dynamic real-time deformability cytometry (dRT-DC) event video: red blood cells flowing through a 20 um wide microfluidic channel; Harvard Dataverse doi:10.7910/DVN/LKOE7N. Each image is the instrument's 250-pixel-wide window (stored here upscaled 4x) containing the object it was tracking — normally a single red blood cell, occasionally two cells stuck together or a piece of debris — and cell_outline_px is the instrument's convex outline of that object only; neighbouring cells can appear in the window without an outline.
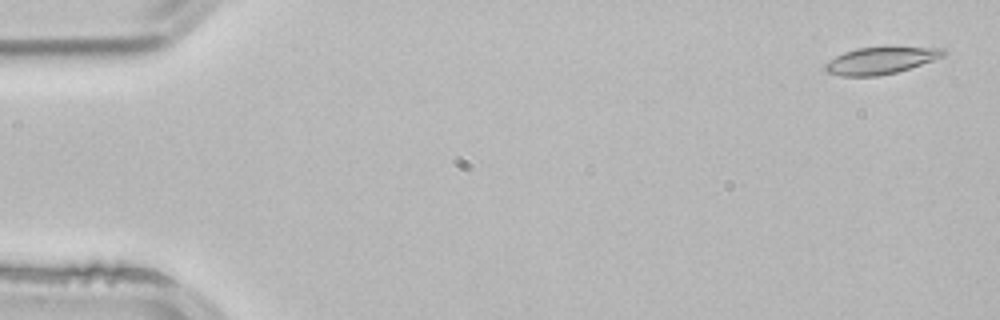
{"species": "common noctule bat (a hibernating species)", "species_latin": "Nyctalus noctula", "temperature_condition": "room temperature", "stored_images_in_passage": 52, "camera_frame_rate_fps": 3000, "um_per_image_px": 0.085, "animal": {"sex": "male", "body_mass_g": 21.5, "forearm_length_mm": 52.0}, "frame": {"image": 1, "passage_image": 2, "time_ms": 0.333, "image_size_px": [1000, 320], "cell_outline_px": [[948, 52], [944, 56], [896, 72], [876, 76], [840, 76], [824, 72], [824, 64], [828, 60], [844, 52], [856, 48], [944, 48]], "centroid_in_image_um": [74.77, 5.16], "position_along_channel_um": 10.2, "area_um2": 18.21}}
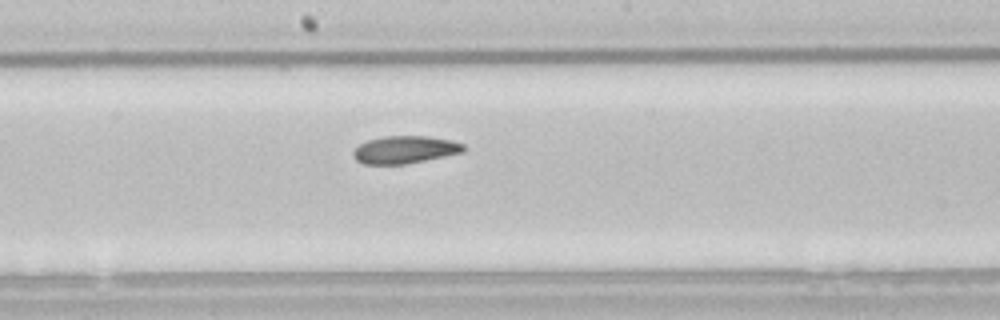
{"frame": {"image": 2, "passage_image": 28, "time_ms": 9.0, "image_size_px": [1000, 320], "cell_outline_px": [[468, 148], [464, 152], [404, 164], [364, 164], [356, 160], [352, 156], [352, 152], [360, 144], [368, 140], [384, 136], [428, 136], [452, 140], [464, 144]], "centroid_in_image_um": [34.44, 12.71], "position_along_channel_um": 213.8, "area_um2": 17.74}}
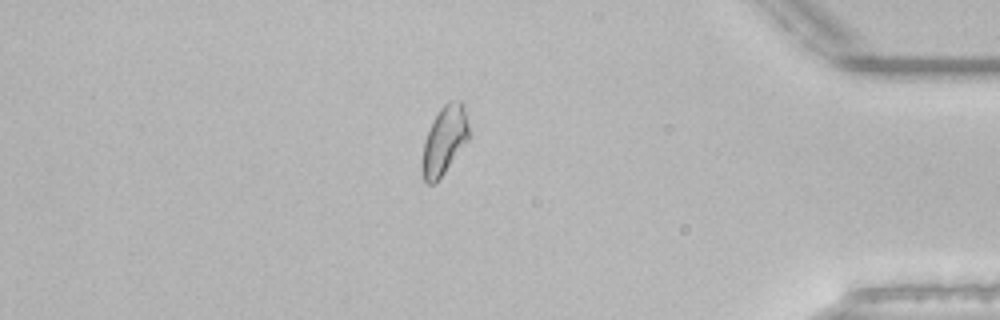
{"frame": {"image": 3, "passage_image": 45, "time_ms": 14.667, "image_size_px": [1000, 320], "cell_outline_px": [[468, 140], [444, 172], [432, 184], [424, 184], [424, 140], [432, 120], [440, 108], [448, 100], [460, 100], [464, 104], [468, 124]], "centroid_in_image_um": [37.8, 11.84], "position_along_channel_um": 397.4, "area_um2": 18.09}, "authors_computed_cell_mechanics": {"area_um2": 18.3226, "velocity_mm_per_s": 3.8666, "shape_relaxation_time_tau1_ms": 10.332, "shape_relaxation_time_tau2_ms": 3.7338, "deformation_change_tau1": 0.1965, "deformation_change_tau2": 0.0845}}